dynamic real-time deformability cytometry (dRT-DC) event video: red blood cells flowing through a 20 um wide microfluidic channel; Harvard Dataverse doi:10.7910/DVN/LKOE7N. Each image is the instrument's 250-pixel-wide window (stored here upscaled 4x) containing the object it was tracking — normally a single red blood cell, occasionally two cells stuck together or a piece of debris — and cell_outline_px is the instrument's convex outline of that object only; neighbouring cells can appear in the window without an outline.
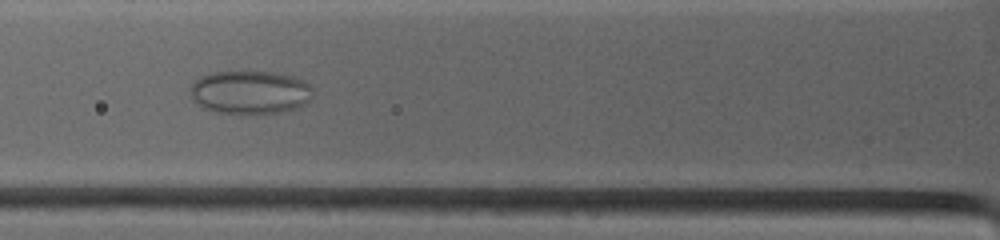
{"species": "common noctule bat (a hibernating species)", "species_latin": "Nyctalus noctula", "temperature_condition": "warm", "stored_images_in_passage": 15, "camera_frame_rate_fps": 4500, "um_per_image_px": 0.085, "animal": {"sex": "female", "body_mass_g": 19.0, "forearm_length_mm": 53.3}, "frame": {"image": 1, "passage_image": 6, "time_ms": 2.222, "image_size_px": [1000, 240], "cell_outline_px": [[312, 92], [308, 100], [300, 108], [276, 112], [212, 112], [204, 108], [192, 100], [188, 92], [192, 84], [200, 76], [212, 72], [272, 72], [292, 76], [308, 84], [312, 88]], "centroid_in_image_um": [21.2, 7.83], "position_along_channel_um": 104.6, "area_um2": 30.58}}
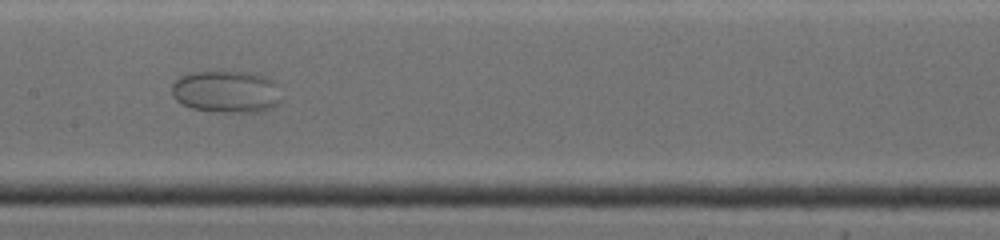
{"frame": {"image": 2, "passage_image": 11, "time_ms": 4.444, "image_size_px": [1000, 240], "cell_outline_px": [[280, 100], [272, 108], [260, 112], [224, 112], [192, 108], [176, 100], [172, 96], [172, 84], [180, 76], [192, 72], [252, 72], [264, 76], [272, 80], [276, 84]], "centroid_in_image_um": [19.23, 7.79], "position_along_channel_um": 188.2, "area_um2": 26.76}}
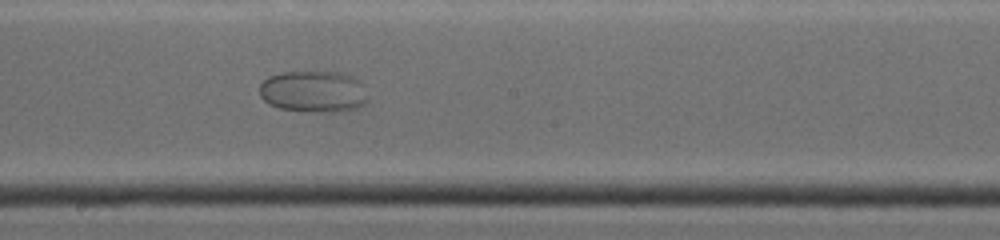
{"frame": {"image": 3, "passage_image": 13, "time_ms": 5.333, "image_size_px": [1000, 240], "cell_outline_px": [[364, 104], [356, 108], [336, 112], [332, 112], [280, 108], [268, 104], [260, 96], [260, 84], [268, 76], [284, 72], [336, 72], [352, 76], [360, 84], [364, 100]], "centroid_in_image_um": [26.56, 7.77], "position_along_channel_um": 221.6, "area_um2": 25.49}}